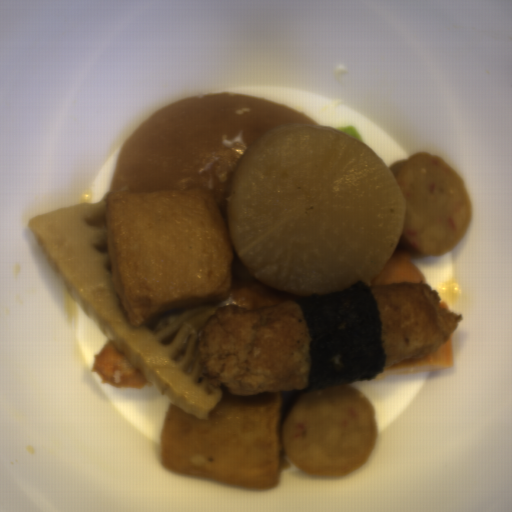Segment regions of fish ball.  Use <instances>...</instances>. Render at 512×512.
Instances as JSON below:
<instances>
[{
  "instance_id": "29854b86",
  "label": "fish ball",
  "mask_w": 512,
  "mask_h": 512,
  "mask_svg": "<svg viewBox=\"0 0 512 512\" xmlns=\"http://www.w3.org/2000/svg\"><path fill=\"white\" fill-rule=\"evenodd\" d=\"M379 432L374 404L351 384L299 395L280 429L284 455L313 478H346L371 457Z\"/></svg>"
},
{
  "instance_id": "53f4d19a",
  "label": "fish ball",
  "mask_w": 512,
  "mask_h": 512,
  "mask_svg": "<svg viewBox=\"0 0 512 512\" xmlns=\"http://www.w3.org/2000/svg\"><path fill=\"white\" fill-rule=\"evenodd\" d=\"M388 167L405 195L401 236L411 249L437 256L461 243L474 217V201L465 177L427 150L394 160Z\"/></svg>"
}]
</instances>
